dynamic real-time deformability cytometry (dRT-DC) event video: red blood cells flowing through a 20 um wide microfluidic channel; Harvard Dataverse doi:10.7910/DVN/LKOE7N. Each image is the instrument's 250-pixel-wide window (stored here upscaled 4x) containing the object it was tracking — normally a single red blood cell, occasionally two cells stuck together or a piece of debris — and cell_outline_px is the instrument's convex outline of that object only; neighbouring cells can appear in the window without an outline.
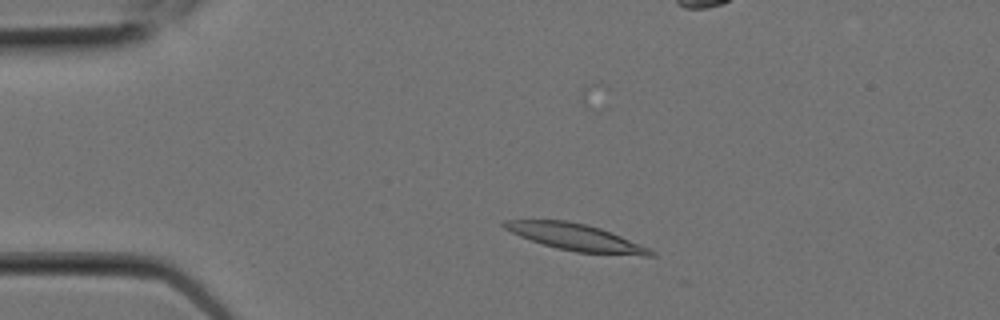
{"species": "Egyptian fruit bat (a non-hibernating species)", "species_latin": "Rousettus aegyptiacus", "temperature_condition": "room temperature", "stored_images_in_passage": 6, "camera_frame_rate_fps": 3000, "um_per_image_px": 0.085, "animal": {"sex": "female"}, "frame": {"image": 1, "passage_image": 3, "time_ms": 0.667, "image_size_px": [1000, 320], "cell_outline_px": [[656, 256], [644, 256], [576, 252], [556, 248], [520, 236], [504, 228], [500, 224], [504, 220], [564, 220], [584, 224], [600, 228], [640, 244], [656, 252]], "centroid_in_image_um": [48.95, 20.17], "position_along_channel_um": 36.0, "area_um2": 22.54}}